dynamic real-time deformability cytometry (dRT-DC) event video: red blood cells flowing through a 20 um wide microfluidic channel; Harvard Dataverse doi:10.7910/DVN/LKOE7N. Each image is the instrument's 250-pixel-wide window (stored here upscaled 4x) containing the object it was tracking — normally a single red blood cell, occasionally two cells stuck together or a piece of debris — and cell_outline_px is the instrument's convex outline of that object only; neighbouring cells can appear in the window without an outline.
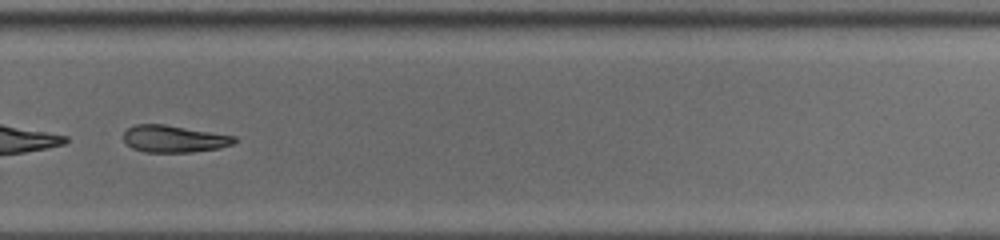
{"species": "common noctule bat (a hibernating species)", "species_latin": "Nyctalus noctula", "temperature_condition": "cold", "stored_images_in_passage": 48, "segment_of_instrument_passage": [2, 2], "camera_frame_rate_fps": 3000, "um_per_image_px": 0.085, "animal": {"sex": "male", "body_mass_g": 19.0, "forearm_length_mm": 50.8}, "frame": {"image": 1, "passage_image": 33, "time_ms": 10.667, "image_size_px": [1000, 240], "cell_outline_px": [[236, 140], [232, 144], [220, 148], [192, 152], [144, 152], [132, 148], [124, 140], [124, 132], [128, 128], [136, 124], [164, 124], [236, 136]], "centroid_in_image_um": [14.79, 11.8], "position_along_channel_um": 315.0, "area_um2": 17.4}}